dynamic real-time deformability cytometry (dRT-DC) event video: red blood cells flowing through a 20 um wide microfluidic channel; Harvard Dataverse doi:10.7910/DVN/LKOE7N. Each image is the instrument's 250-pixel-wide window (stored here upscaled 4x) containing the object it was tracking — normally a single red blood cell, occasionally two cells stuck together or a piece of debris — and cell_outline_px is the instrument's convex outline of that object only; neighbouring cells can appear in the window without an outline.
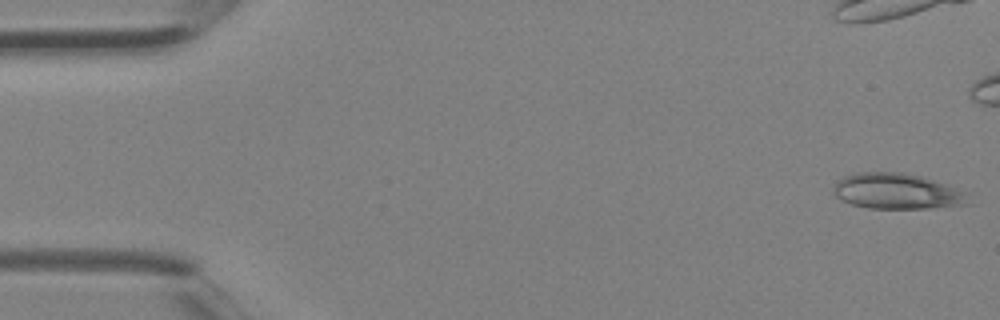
{"species": "Egyptian fruit bat (a non-hibernating species)", "species_latin": "Rousettus aegyptiacus", "temperature_condition": "room temperature", "stored_images_in_passage": 5, "camera_frame_rate_fps": 3000, "um_per_image_px": 0.085, "animal": {"sex": "female"}, "frame": {"image": 1, "passage_image": 1, "time_ms": 0.0, "image_size_px": [1000, 320], "cell_outline_px": [[968, 204], [928, 208], [868, 208], [852, 204], [836, 196], [832, 192], [836, 180], [844, 176], [856, 172], [904, 172], [920, 176], [944, 184], [964, 192]], "centroid_in_image_um": [76.15, 16.25], "position_along_channel_um": 8.8, "area_um2": 27.63}}